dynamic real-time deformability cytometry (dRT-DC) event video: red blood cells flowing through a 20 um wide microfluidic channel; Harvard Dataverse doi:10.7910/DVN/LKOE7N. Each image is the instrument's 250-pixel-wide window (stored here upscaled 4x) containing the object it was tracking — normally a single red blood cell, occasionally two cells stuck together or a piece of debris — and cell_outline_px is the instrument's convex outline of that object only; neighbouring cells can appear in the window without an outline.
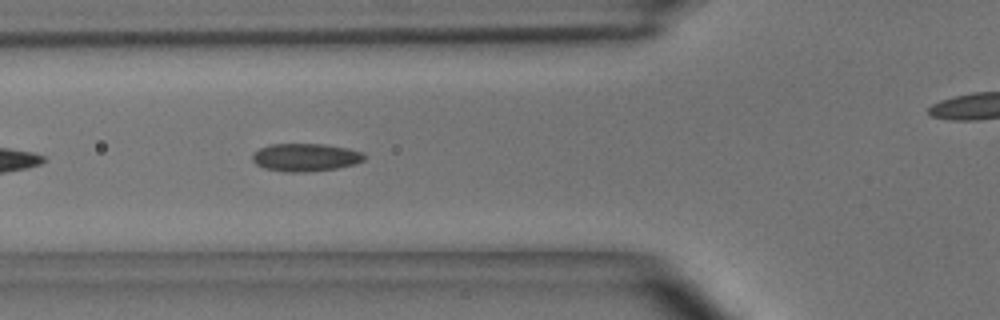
{"species": "common noctule bat (a hibernating species)", "species_latin": "Nyctalus noctula", "temperature_condition": "room temperature", "stored_images_in_passage": 30, "camera_frame_rate_fps": 3000, "um_per_image_px": 0.085, "animal": {"sex": "male", "body_mass_g": 15.6}, "frame": {"image": 1, "passage_image": 5, "time_ms": 1.333, "image_size_px": [1000, 320], "cell_outline_px": [[368, 156], [364, 160], [352, 164], [336, 168], [304, 172], [284, 172], [264, 168], [256, 164], [252, 160], [252, 152], [260, 148], [272, 144], [324, 144], [348, 148], [364, 152]], "centroid_in_image_um": [25.96, 13.37], "position_along_channel_um": 99.8, "area_um2": 18.26}}
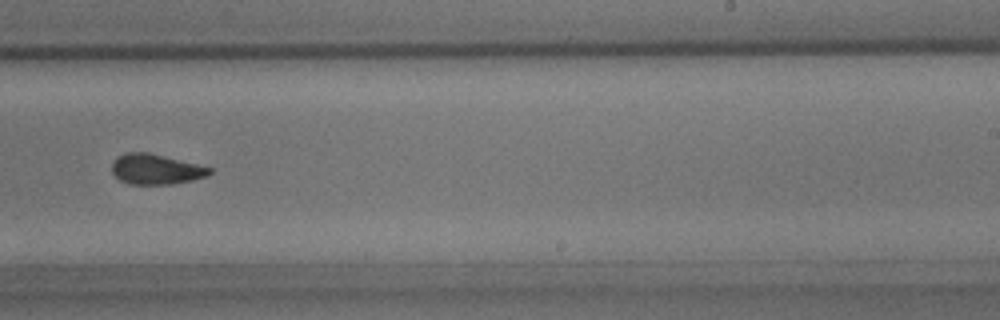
{"frame": {"image": 2, "passage_image": 18, "time_ms": 5.667, "image_size_px": [1000, 320], "cell_outline_px": [[212, 172], [208, 176], [192, 180], [172, 184], [128, 184], [120, 180], [112, 172], [112, 164], [116, 156], [124, 152], [148, 152], [212, 168]], "centroid_in_image_um": [13.22, 14.38], "position_along_channel_um": 275.8, "area_um2": 17.22}}